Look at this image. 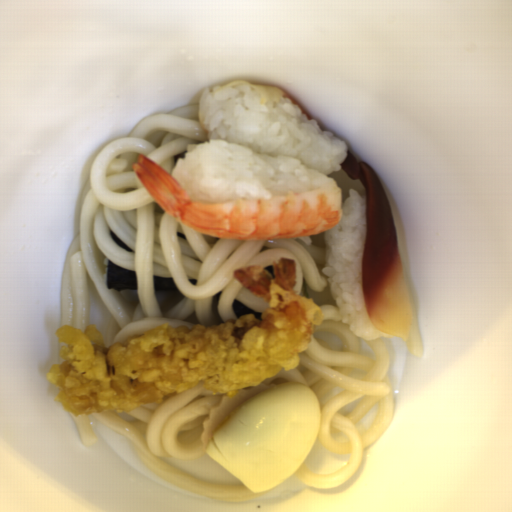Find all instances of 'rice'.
<instances>
[{
    "label": "rice",
    "instance_id": "1",
    "mask_svg": "<svg viewBox=\"0 0 512 512\" xmlns=\"http://www.w3.org/2000/svg\"><path fill=\"white\" fill-rule=\"evenodd\" d=\"M207 139L171 175L191 202L222 204L320 190L348 158L347 143L309 120L290 97L261 103L248 84L214 86L200 97Z\"/></svg>",
    "mask_w": 512,
    "mask_h": 512
},
{
    "label": "rice",
    "instance_id": "2",
    "mask_svg": "<svg viewBox=\"0 0 512 512\" xmlns=\"http://www.w3.org/2000/svg\"><path fill=\"white\" fill-rule=\"evenodd\" d=\"M341 213L340 223L324 234L322 269L341 322L354 336L367 341L393 337L373 327L364 301L362 256L366 233V197L355 189H349Z\"/></svg>",
    "mask_w": 512,
    "mask_h": 512
}]
</instances>
